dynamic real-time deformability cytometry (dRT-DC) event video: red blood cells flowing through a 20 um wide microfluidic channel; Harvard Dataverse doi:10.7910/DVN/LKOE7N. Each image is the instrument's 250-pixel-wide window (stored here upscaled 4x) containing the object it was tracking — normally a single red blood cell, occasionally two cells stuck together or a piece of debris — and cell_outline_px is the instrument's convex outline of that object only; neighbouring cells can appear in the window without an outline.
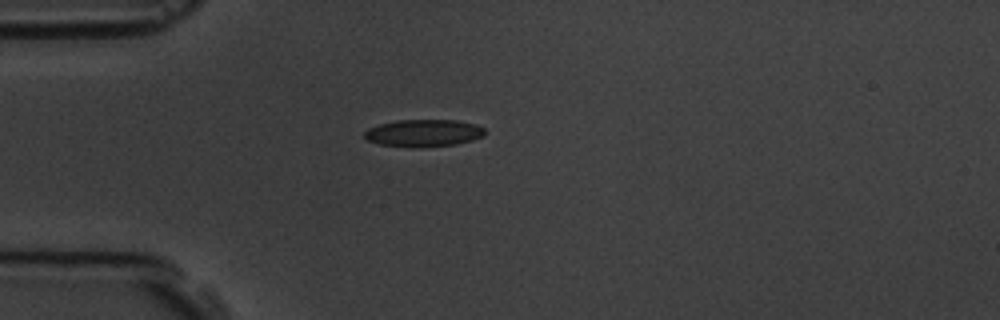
{"species": "common noctule bat (a hibernating species)", "species_latin": "Nyctalus noctula", "temperature_condition": "room temperature", "stored_images_in_passage": 2, "camera_frame_rate_fps": 3000, "um_per_image_px": 0.085, "animal": {"sex": "male", "body_mass_g": 19.5, "forearm_length_mm": 54.6}, "frame": {"image": 1, "passage_image": 1, "time_ms": 0.0, "image_size_px": [1000, 320], "cell_outline_px": [[484, 136], [472, 140], [456, 144], [420, 148], [408, 148], [380, 144], [368, 140], [364, 136], [364, 132], [368, 128], [380, 124], [396, 120], [456, 120], [476, 124], [484, 128]], "centroid_in_image_um": [36.0, 11.32], "position_along_channel_um": 49.0, "area_um2": 19.31}}